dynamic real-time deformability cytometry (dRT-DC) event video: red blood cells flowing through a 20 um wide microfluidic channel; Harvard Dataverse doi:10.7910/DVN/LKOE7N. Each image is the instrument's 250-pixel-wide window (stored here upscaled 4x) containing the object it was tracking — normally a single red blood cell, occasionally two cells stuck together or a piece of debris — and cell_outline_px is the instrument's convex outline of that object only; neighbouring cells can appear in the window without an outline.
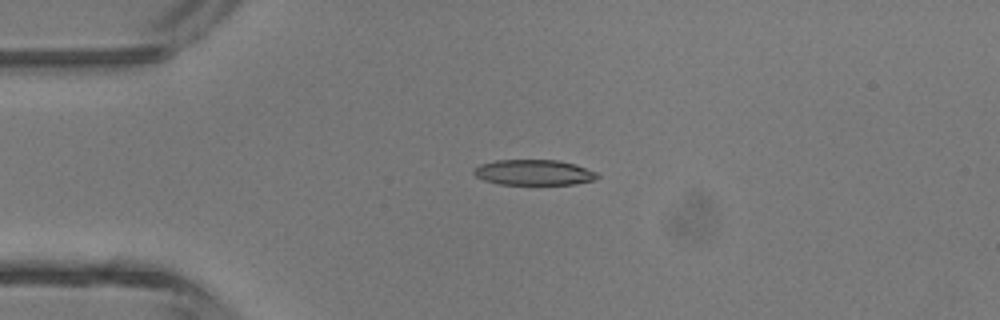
{"species": "common noctule bat (a hibernating species)", "species_latin": "Nyctalus noctula", "temperature_condition": "room temperature", "stored_images_in_passage": 3, "camera_frame_rate_fps": 3000, "um_per_image_px": 0.085, "animal": {"sex": "male", "body_mass_g": 13.3}, "frame": {"image": 1, "passage_image": 2, "time_ms": 0.333, "image_size_px": [1000, 320], "cell_outline_px": [[600, 176], [592, 180], [572, 184], [496, 184], [484, 180], [476, 176], [472, 172], [480, 164], [496, 160], [560, 160], [576, 164], [596, 172]], "centroid_in_image_um": [45.36, 14.65], "position_along_channel_um": 39.6, "area_um2": 18.26}}